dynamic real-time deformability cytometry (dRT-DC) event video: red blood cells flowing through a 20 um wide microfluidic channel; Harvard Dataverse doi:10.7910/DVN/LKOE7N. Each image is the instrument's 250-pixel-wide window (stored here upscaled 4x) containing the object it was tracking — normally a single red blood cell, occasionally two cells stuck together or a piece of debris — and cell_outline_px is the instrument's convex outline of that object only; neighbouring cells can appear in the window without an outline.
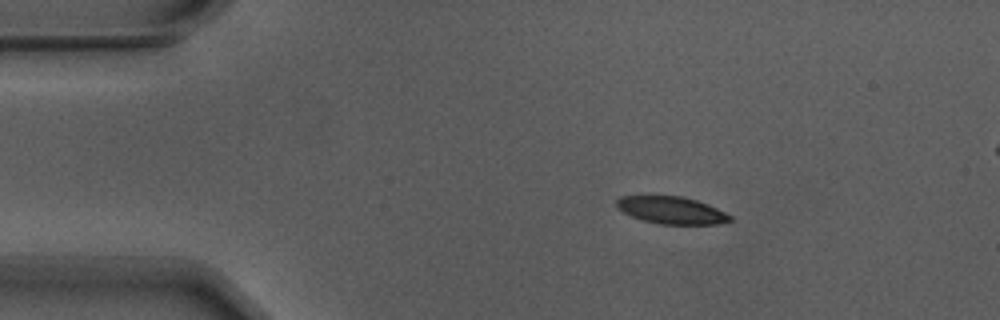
{"species": "Egyptian fruit bat (a non-hibernating species)", "species_latin": "Rousettus aegyptiacus", "temperature_condition": "warm", "stored_images_in_passage": 36, "camera_frame_rate_fps": 3000, "um_per_image_px": 0.085, "animal": {"sex": "male"}, "frame": {"image": 1, "passage_image": 1, "time_ms": 0.0, "image_size_px": [1000, 320], "cell_outline_px": [[732, 220], [716, 224], [660, 224], [644, 220], [632, 216], [616, 208], [616, 200], [620, 196], [680, 196], [696, 200], [708, 204], [732, 216]], "centroid_in_image_um": [57.06, 17.86], "position_along_channel_um": 27.9, "area_um2": 17.86}}
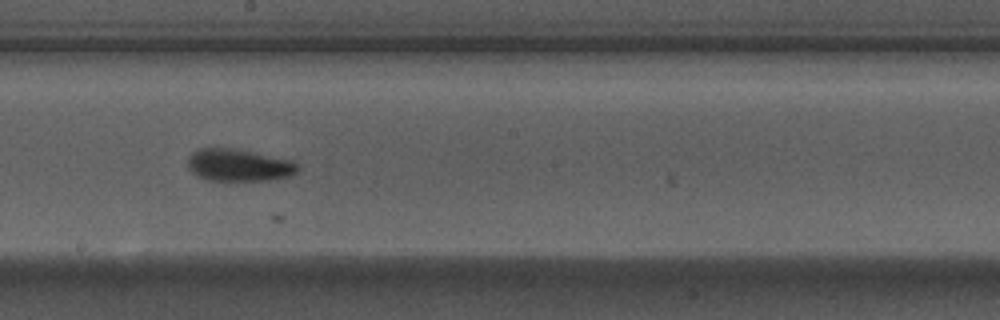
{"frame": {"image": 2, "passage_image": 22, "time_ms": 7.0, "image_size_px": [1000, 320], "cell_outline_px": [[300, 168], [296, 172], [288, 176], [272, 180], [208, 180], [192, 172], [188, 168], [188, 156], [192, 152], [200, 148], [232, 148], [292, 160]], "centroid_in_image_um": [20.28, 14.03], "position_along_channel_um": 227.9, "area_um2": 20.46}}
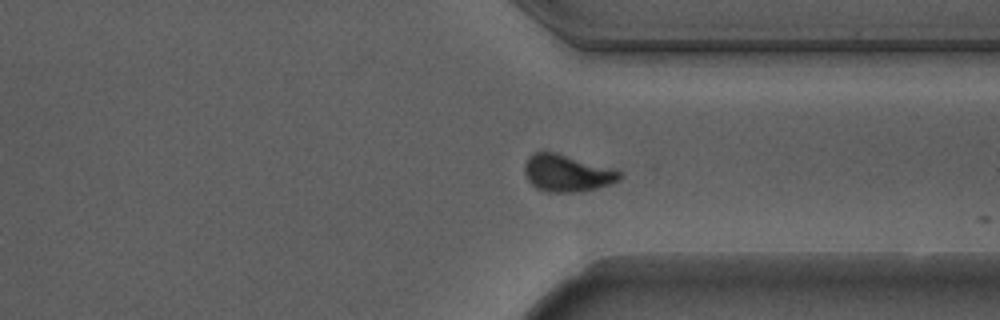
{"frame": {"image": 3, "passage_image": 33, "time_ms": 10.667, "image_size_px": [1000, 320], "cell_outline_px": [[624, 176], [620, 180], [596, 188], [580, 192], [548, 192], [536, 188], [528, 180], [524, 172], [524, 164], [528, 156], [532, 152], [556, 152], [616, 168], [624, 172]], "centroid_in_image_um": [48.24, 14.7], "position_along_channel_um": 363.2, "area_um2": 20.98}}